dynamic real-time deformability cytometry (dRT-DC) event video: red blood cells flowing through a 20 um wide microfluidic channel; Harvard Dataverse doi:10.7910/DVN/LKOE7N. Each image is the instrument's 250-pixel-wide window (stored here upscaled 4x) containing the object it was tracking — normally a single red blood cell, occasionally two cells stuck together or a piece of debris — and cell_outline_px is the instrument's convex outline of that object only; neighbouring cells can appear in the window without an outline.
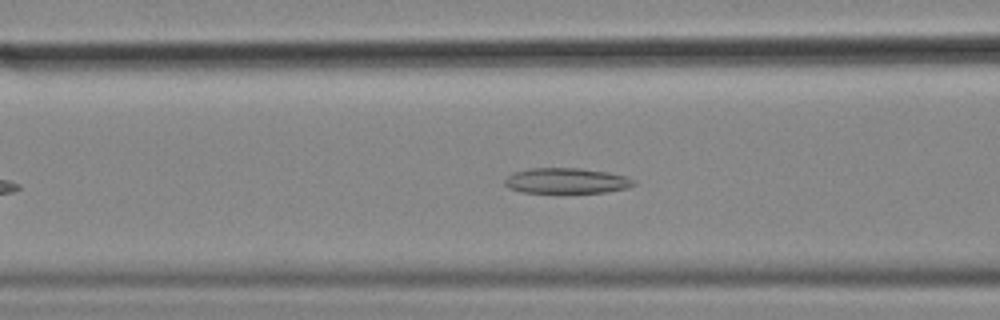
{"species": "common noctule bat (a hibernating species)", "species_latin": "Nyctalus noctula", "temperature_condition": "cold", "stored_images_in_passage": 48, "camera_frame_rate_fps": 3000, "um_per_image_px": 0.085, "animal": {"sex": "female", "body_mass_g": 18.4}, "frame": {"image": 1, "passage_image": 14, "time_ms": 4.333, "image_size_px": [1000, 320], "cell_outline_px": [[636, 184], [628, 188], [604, 192], [520, 192], [508, 188], [504, 184], [504, 180], [508, 176], [516, 172], [532, 168], [580, 168], [608, 172], [628, 176], [636, 180]], "centroid_in_image_um": [48.19, 15.36], "position_along_channel_um": 118.4, "area_um2": 19.13}}
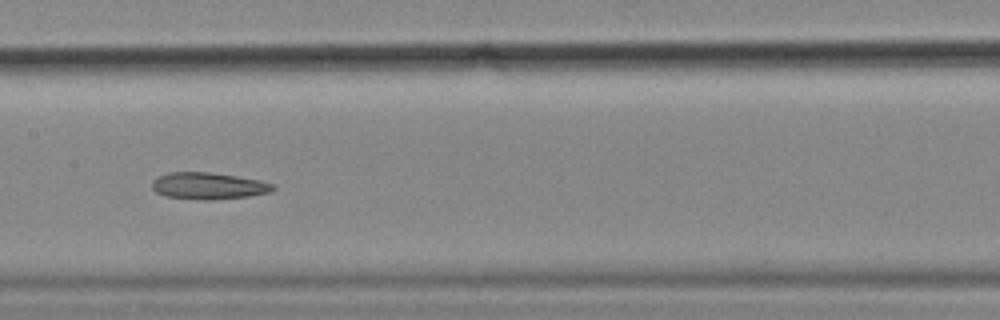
{"frame": {"image": 2, "passage_image": 20, "time_ms": 6.333, "image_size_px": [1000, 320], "cell_outline_px": [[276, 188], [268, 192], [248, 196], [216, 200], [200, 200], [164, 196], [156, 192], [152, 188], [152, 180], [168, 172], [212, 172], [260, 180], [272, 184]], "centroid_in_image_um": [17.68, 15.8], "position_along_channel_um": 189.7, "area_um2": 18.9}}
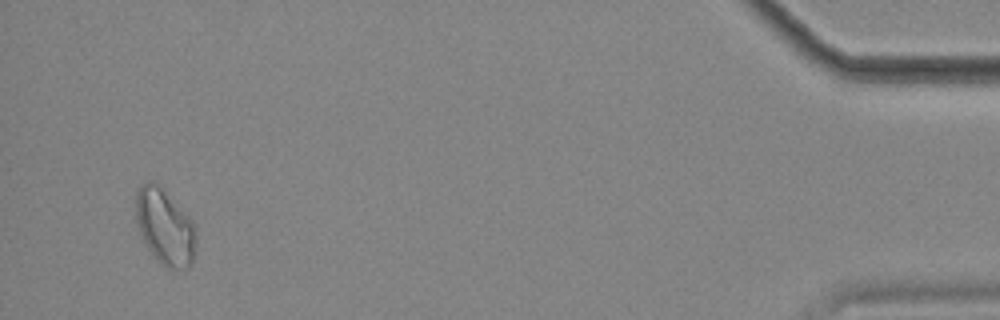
{"frame": {"image": 3, "passage_image": 46, "time_ms": 15.0, "image_size_px": [1000, 320], "cell_outline_px": [[196, 244], [192, 264], [188, 268], [164, 268], [156, 260], [148, 248], [140, 232], [136, 220], [136, 192], [140, 184], [148, 180], [152, 180], [168, 192], [192, 220], [196, 236]], "centroid_in_image_um": [14.02, 19.27], "position_along_channel_um": 421.2, "area_um2": 26.88}, "authors_computed_cell_mechanics": {"area_um2": 20.0566, "velocity_mm_per_s": 3.5651, "shape_relaxation_time_tau1_ms": null, "shape_relaxation_time_tau2_ms": 8.8503, "deformation_change_tau1": null, "deformation_change_tau2": 0.1857}}